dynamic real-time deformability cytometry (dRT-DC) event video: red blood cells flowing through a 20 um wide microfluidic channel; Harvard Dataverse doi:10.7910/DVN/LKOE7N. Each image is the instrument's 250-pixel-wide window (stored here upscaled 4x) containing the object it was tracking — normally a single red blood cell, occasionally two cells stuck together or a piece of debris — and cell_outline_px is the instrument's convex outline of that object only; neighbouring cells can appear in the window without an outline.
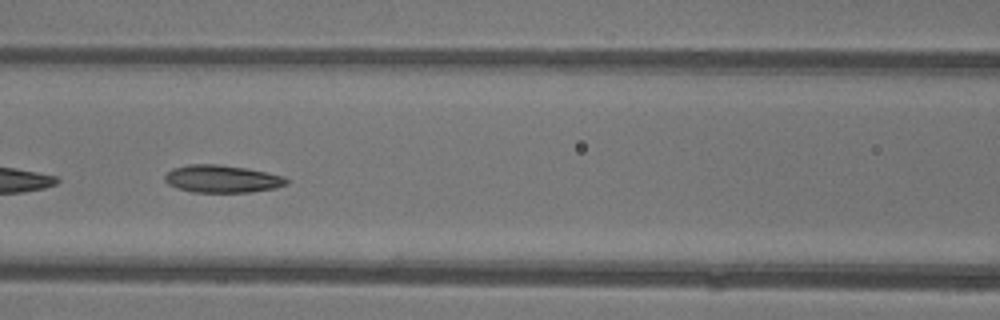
{"species": "common noctule bat (a hibernating species)", "species_latin": "Nyctalus noctula", "temperature_condition": "warm", "stored_images_in_passage": 51, "camera_frame_rate_fps": 3000, "um_per_image_px": 0.085, "animal": {"sex": "female"}, "frame": {"image": 1, "passage_image": 22, "time_ms": 7.0, "image_size_px": [1000, 320], "cell_outline_px": [[288, 184], [276, 188], [252, 192], [192, 192], [176, 188], [168, 184], [164, 180], [164, 176], [172, 168], [188, 164], [220, 164], [248, 168], [284, 176], [288, 180]], "centroid_in_image_um": [18.87, 15.2], "position_along_channel_um": 147.7, "area_um2": 19.77}, "authors_computed_cell_mechanics": {"area_um2": 19.941, "velocity_mm_per_s": 3.8966, "shape_relaxation_time_tau1_ms": 7.8696, "shape_relaxation_time_tau2_ms": 2.1133, "deformation_change_tau1": 0.1984, "deformation_change_tau2": 0.0929}}